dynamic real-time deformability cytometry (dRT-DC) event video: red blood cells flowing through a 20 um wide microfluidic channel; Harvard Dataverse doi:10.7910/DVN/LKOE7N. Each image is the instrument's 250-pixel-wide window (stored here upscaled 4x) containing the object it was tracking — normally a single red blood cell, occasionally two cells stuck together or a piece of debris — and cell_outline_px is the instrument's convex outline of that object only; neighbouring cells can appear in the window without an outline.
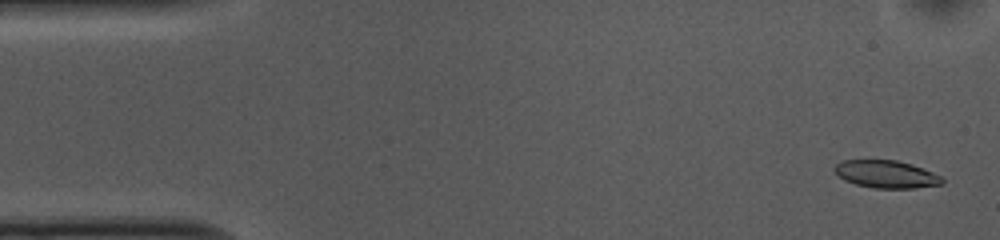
{"species": "common noctule bat (a hibernating species)", "species_latin": "Nyctalus noctula", "temperature_condition": "cold", "stored_images_in_passage": 50, "camera_frame_rate_fps": 3000, "um_per_image_px": 0.085, "animal": {"sex": "female", "body_mass_g": 10.0, "forearm_length_mm": 53.1}, "frame": {"image": 1, "passage_image": 2, "time_ms": 0.333, "image_size_px": [1000, 240], "cell_outline_px": [[944, 184], [916, 188], [872, 188], [856, 184], [844, 180], [832, 168], [836, 164], [844, 160], [896, 160], [912, 164], [932, 172], [940, 176], [944, 180]], "centroid_in_image_um": [75.34, 14.81], "position_along_channel_um": 9.7, "area_um2": 17.28}}
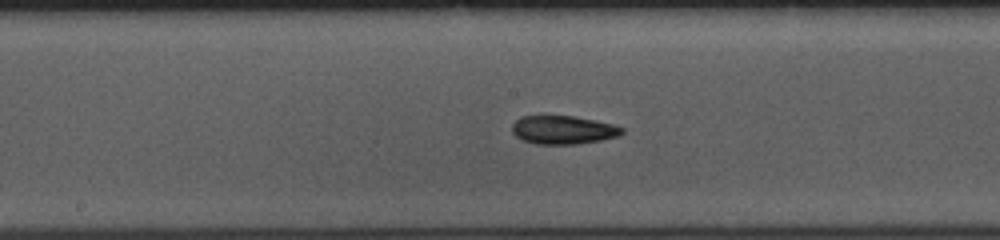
{"frame": {"image": 2, "passage_image": 26, "time_ms": 8.333, "image_size_px": [1000, 240], "cell_outline_px": [[624, 132], [620, 136], [600, 140], [576, 144], [536, 144], [524, 140], [516, 136], [512, 132], [512, 124], [520, 116], [540, 112], [576, 116], [612, 124], [624, 128]], "centroid_in_image_um": [47.81, 10.98], "position_along_channel_um": 200.4, "area_um2": 19.02}}
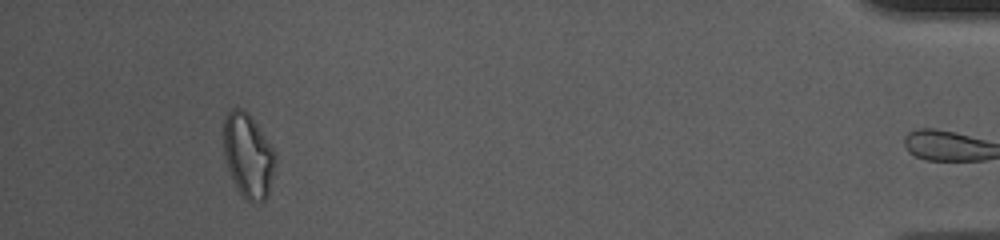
{"frame": {"image": 3, "passage_image": 49, "time_ms": 16.0, "image_size_px": [1000, 240], "cell_outline_px": [[276, 164], [268, 196], [260, 204], [252, 204], [240, 192], [232, 180], [224, 160], [224, 116], [232, 108], [244, 108], [248, 112], [276, 152]], "centroid_in_image_um": [21.1, 13.24], "position_along_channel_um": 414.1, "area_um2": 25.78}, "authors_computed_cell_mechanics": {"area_um2": 18.496, "velocity_mm_per_s": 3.7121, "shape_relaxation_time_tau1_ms": 5.9712, "shape_relaxation_time_tau2_ms": 5.3846, "deformation_change_tau1": 0.1502, "deformation_change_tau2": 0.1167}}